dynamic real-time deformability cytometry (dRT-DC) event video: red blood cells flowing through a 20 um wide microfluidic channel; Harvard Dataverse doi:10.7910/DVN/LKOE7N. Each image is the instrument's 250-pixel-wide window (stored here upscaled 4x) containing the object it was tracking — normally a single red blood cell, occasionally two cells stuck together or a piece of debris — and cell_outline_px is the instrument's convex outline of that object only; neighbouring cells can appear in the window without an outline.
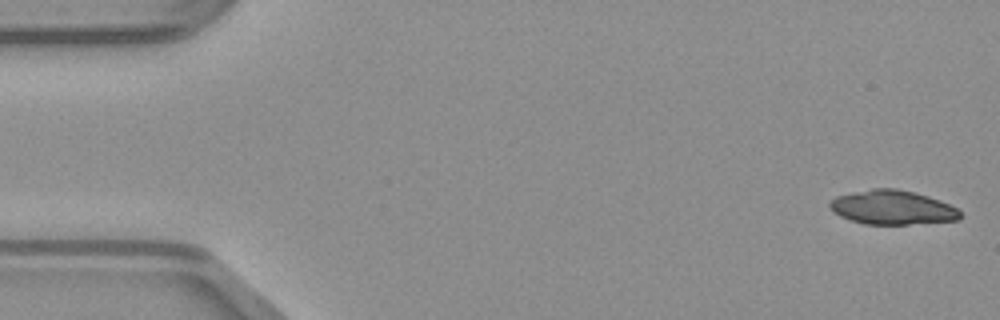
{"species": "common noctule bat (a hibernating species)", "species_latin": "Nyctalus noctula", "temperature_condition": "warm", "stored_images_in_passage": 49, "camera_frame_rate_fps": 3000, "um_per_image_px": 0.085, "animal": {"sex": "male", "body_mass_g": 23.1, "forearm_length_mm": 52.7}, "frame": {"image": 1, "passage_image": 1, "time_ms": 0.0, "image_size_px": [1000, 320], "cell_outline_px": [[960, 220], [908, 224], [864, 224], [840, 216], [832, 212], [828, 204], [836, 196], [852, 192], [872, 188], [896, 188], [916, 192], [940, 200], [956, 208], [960, 212]], "centroid_in_image_um": [75.83, 17.62], "position_along_channel_um": 9.2, "area_um2": 26.01}}
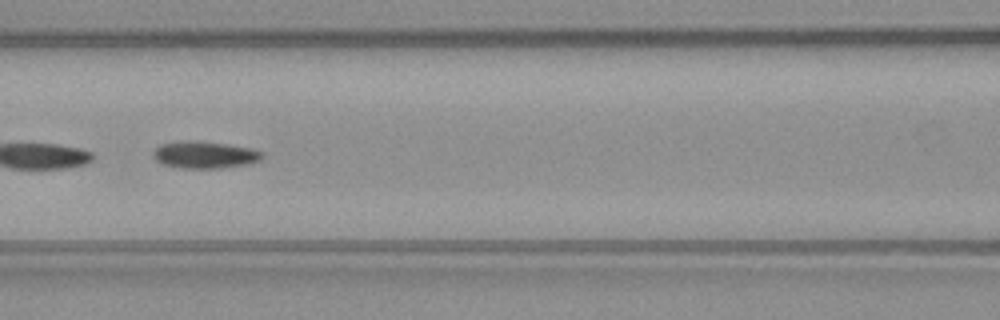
{"frame": {"image": 2, "passage_image": 21, "time_ms": 6.667, "image_size_px": [1000, 320], "cell_outline_px": [[264, 156], [260, 160], [248, 164], [220, 168], [180, 168], [164, 164], [156, 160], [152, 156], [152, 152], [160, 144], [188, 140], [196, 140], [228, 144], [252, 148], [264, 152]], "centroid_in_image_um": [17.42, 13.15], "position_along_channel_um": 149.2, "area_um2": 17.34}}